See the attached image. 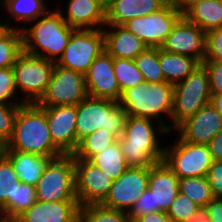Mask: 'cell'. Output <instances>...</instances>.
Segmentation results:
<instances>
[{"mask_svg":"<svg viewBox=\"0 0 222 222\" xmlns=\"http://www.w3.org/2000/svg\"><path fill=\"white\" fill-rule=\"evenodd\" d=\"M0 150H16L50 158L64 154L53 143L46 113L37 103L20 105L12 137Z\"/></svg>","mask_w":222,"mask_h":222,"instance_id":"6da1fadb","label":"cell"},{"mask_svg":"<svg viewBox=\"0 0 222 222\" xmlns=\"http://www.w3.org/2000/svg\"><path fill=\"white\" fill-rule=\"evenodd\" d=\"M74 30L65 22L61 12L48 10L29 30L23 29V51L57 62L58 56L60 58L63 55ZM37 47L43 54L35 49Z\"/></svg>","mask_w":222,"mask_h":222,"instance_id":"7a4b0ae2","label":"cell"},{"mask_svg":"<svg viewBox=\"0 0 222 222\" xmlns=\"http://www.w3.org/2000/svg\"><path fill=\"white\" fill-rule=\"evenodd\" d=\"M151 121L129 115L126 119L118 141L129 167H152L163 161L165 148L159 147Z\"/></svg>","mask_w":222,"mask_h":222,"instance_id":"3957f363","label":"cell"},{"mask_svg":"<svg viewBox=\"0 0 222 222\" xmlns=\"http://www.w3.org/2000/svg\"><path fill=\"white\" fill-rule=\"evenodd\" d=\"M173 91L169 82H143L124 90L118 103L132 117L158 120L165 113L171 118Z\"/></svg>","mask_w":222,"mask_h":222,"instance_id":"277c9868","label":"cell"},{"mask_svg":"<svg viewBox=\"0 0 222 222\" xmlns=\"http://www.w3.org/2000/svg\"><path fill=\"white\" fill-rule=\"evenodd\" d=\"M76 134L78 142L100 128L123 134L128 114L117 101L88 96L77 105Z\"/></svg>","mask_w":222,"mask_h":222,"instance_id":"5b68a950","label":"cell"},{"mask_svg":"<svg viewBox=\"0 0 222 222\" xmlns=\"http://www.w3.org/2000/svg\"><path fill=\"white\" fill-rule=\"evenodd\" d=\"M35 190L36 200L41 202L78 201L73 154L50 158Z\"/></svg>","mask_w":222,"mask_h":222,"instance_id":"8992f818","label":"cell"},{"mask_svg":"<svg viewBox=\"0 0 222 222\" xmlns=\"http://www.w3.org/2000/svg\"><path fill=\"white\" fill-rule=\"evenodd\" d=\"M211 96L209 74L205 66L199 64L184 80L174 84L171 113L174 128L210 103Z\"/></svg>","mask_w":222,"mask_h":222,"instance_id":"52a82bcc","label":"cell"},{"mask_svg":"<svg viewBox=\"0 0 222 222\" xmlns=\"http://www.w3.org/2000/svg\"><path fill=\"white\" fill-rule=\"evenodd\" d=\"M55 62L22 52L12 66L16 88L26 93L23 103H38L45 94ZM30 98V99H29Z\"/></svg>","mask_w":222,"mask_h":222,"instance_id":"ba28073f","label":"cell"},{"mask_svg":"<svg viewBox=\"0 0 222 222\" xmlns=\"http://www.w3.org/2000/svg\"><path fill=\"white\" fill-rule=\"evenodd\" d=\"M181 17L182 11L177 2L170 1L158 12L135 17L122 26L141 39L147 47L161 48Z\"/></svg>","mask_w":222,"mask_h":222,"instance_id":"9c48e42d","label":"cell"},{"mask_svg":"<svg viewBox=\"0 0 222 222\" xmlns=\"http://www.w3.org/2000/svg\"><path fill=\"white\" fill-rule=\"evenodd\" d=\"M104 50L102 28L95 30L75 29L72 32L63 55L55 63L63 68L71 69L85 75L94 59Z\"/></svg>","mask_w":222,"mask_h":222,"instance_id":"30bf717a","label":"cell"},{"mask_svg":"<svg viewBox=\"0 0 222 222\" xmlns=\"http://www.w3.org/2000/svg\"><path fill=\"white\" fill-rule=\"evenodd\" d=\"M85 75L55 63L47 90L40 107L77 106L88 97Z\"/></svg>","mask_w":222,"mask_h":222,"instance_id":"8fae6325","label":"cell"},{"mask_svg":"<svg viewBox=\"0 0 222 222\" xmlns=\"http://www.w3.org/2000/svg\"><path fill=\"white\" fill-rule=\"evenodd\" d=\"M163 162L181 179L207 176L213 159L208 145L189 143L179 138L172 149H164Z\"/></svg>","mask_w":222,"mask_h":222,"instance_id":"7c38bea8","label":"cell"},{"mask_svg":"<svg viewBox=\"0 0 222 222\" xmlns=\"http://www.w3.org/2000/svg\"><path fill=\"white\" fill-rule=\"evenodd\" d=\"M148 181L149 167H129L118 179L113 180L108 196L100 205L129 212L148 188Z\"/></svg>","mask_w":222,"mask_h":222,"instance_id":"4fadbf2b","label":"cell"},{"mask_svg":"<svg viewBox=\"0 0 222 222\" xmlns=\"http://www.w3.org/2000/svg\"><path fill=\"white\" fill-rule=\"evenodd\" d=\"M76 196L80 207L100 205L108 196L113 179L89 160L74 159Z\"/></svg>","mask_w":222,"mask_h":222,"instance_id":"5bb4252c","label":"cell"},{"mask_svg":"<svg viewBox=\"0 0 222 222\" xmlns=\"http://www.w3.org/2000/svg\"><path fill=\"white\" fill-rule=\"evenodd\" d=\"M205 43L206 33L182 16L173 26L161 49L169 53L189 56L202 64L206 55Z\"/></svg>","mask_w":222,"mask_h":222,"instance_id":"9a60e30c","label":"cell"},{"mask_svg":"<svg viewBox=\"0 0 222 222\" xmlns=\"http://www.w3.org/2000/svg\"><path fill=\"white\" fill-rule=\"evenodd\" d=\"M88 95L119 101L121 91L113 69V57L105 50L94 59L85 74Z\"/></svg>","mask_w":222,"mask_h":222,"instance_id":"2e32d148","label":"cell"},{"mask_svg":"<svg viewBox=\"0 0 222 222\" xmlns=\"http://www.w3.org/2000/svg\"><path fill=\"white\" fill-rule=\"evenodd\" d=\"M41 108L46 113L53 143L64 154H73L77 148V106H52Z\"/></svg>","mask_w":222,"mask_h":222,"instance_id":"e0dca14e","label":"cell"},{"mask_svg":"<svg viewBox=\"0 0 222 222\" xmlns=\"http://www.w3.org/2000/svg\"><path fill=\"white\" fill-rule=\"evenodd\" d=\"M176 130L183 141L207 145L222 130V116L208 103L194 116L182 122Z\"/></svg>","mask_w":222,"mask_h":222,"instance_id":"ac0fdd59","label":"cell"},{"mask_svg":"<svg viewBox=\"0 0 222 222\" xmlns=\"http://www.w3.org/2000/svg\"><path fill=\"white\" fill-rule=\"evenodd\" d=\"M148 188L152 191L154 212H167L179 193V178L162 161L149 167Z\"/></svg>","mask_w":222,"mask_h":222,"instance_id":"d6986e66","label":"cell"},{"mask_svg":"<svg viewBox=\"0 0 222 222\" xmlns=\"http://www.w3.org/2000/svg\"><path fill=\"white\" fill-rule=\"evenodd\" d=\"M78 201L36 202L13 222H79Z\"/></svg>","mask_w":222,"mask_h":222,"instance_id":"ffe728a7","label":"cell"},{"mask_svg":"<svg viewBox=\"0 0 222 222\" xmlns=\"http://www.w3.org/2000/svg\"><path fill=\"white\" fill-rule=\"evenodd\" d=\"M170 0H109L106 3V26L123 25L139 16H146L164 8Z\"/></svg>","mask_w":222,"mask_h":222,"instance_id":"44dd1931","label":"cell"},{"mask_svg":"<svg viewBox=\"0 0 222 222\" xmlns=\"http://www.w3.org/2000/svg\"><path fill=\"white\" fill-rule=\"evenodd\" d=\"M63 19L74 29L91 30L106 25V3L103 0H69ZM100 24V25H99ZM95 26L94 28H91ZM86 27V28H85Z\"/></svg>","mask_w":222,"mask_h":222,"instance_id":"7402d4cb","label":"cell"},{"mask_svg":"<svg viewBox=\"0 0 222 222\" xmlns=\"http://www.w3.org/2000/svg\"><path fill=\"white\" fill-rule=\"evenodd\" d=\"M114 31L103 30L105 51L113 58L134 60L147 46L122 25H108Z\"/></svg>","mask_w":222,"mask_h":222,"instance_id":"603a6c76","label":"cell"},{"mask_svg":"<svg viewBox=\"0 0 222 222\" xmlns=\"http://www.w3.org/2000/svg\"><path fill=\"white\" fill-rule=\"evenodd\" d=\"M12 163L20 182L36 185L50 157L16 150H0Z\"/></svg>","mask_w":222,"mask_h":222,"instance_id":"cb8c5ba5","label":"cell"},{"mask_svg":"<svg viewBox=\"0 0 222 222\" xmlns=\"http://www.w3.org/2000/svg\"><path fill=\"white\" fill-rule=\"evenodd\" d=\"M182 16L205 33L222 27V0H203L191 4Z\"/></svg>","mask_w":222,"mask_h":222,"instance_id":"d4e9b609","label":"cell"},{"mask_svg":"<svg viewBox=\"0 0 222 222\" xmlns=\"http://www.w3.org/2000/svg\"><path fill=\"white\" fill-rule=\"evenodd\" d=\"M199 64L200 63L194 58L169 53L159 48V65L163 71L165 82L174 85L176 82L184 80Z\"/></svg>","mask_w":222,"mask_h":222,"instance_id":"484cf974","label":"cell"},{"mask_svg":"<svg viewBox=\"0 0 222 222\" xmlns=\"http://www.w3.org/2000/svg\"><path fill=\"white\" fill-rule=\"evenodd\" d=\"M89 161L104 171L106 175H110L113 180L118 179L129 168L119 141L106 147Z\"/></svg>","mask_w":222,"mask_h":222,"instance_id":"4316f807","label":"cell"},{"mask_svg":"<svg viewBox=\"0 0 222 222\" xmlns=\"http://www.w3.org/2000/svg\"><path fill=\"white\" fill-rule=\"evenodd\" d=\"M117 141L118 137L115 134L100 128L78 142L77 148L73 152L74 159L90 160Z\"/></svg>","mask_w":222,"mask_h":222,"instance_id":"83f0119b","label":"cell"},{"mask_svg":"<svg viewBox=\"0 0 222 222\" xmlns=\"http://www.w3.org/2000/svg\"><path fill=\"white\" fill-rule=\"evenodd\" d=\"M12 181H20L10 160L0 151V209L5 222H11Z\"/></svg>","mask_w":222,"mask_h":222,"instance_id":"f1b7e54d","label":"cell"},{"mask_svg":"<svg viewBox=\"0 0 222 222\" xmlns=\"http://www.w3.org/2000/svg\"><path fill=\"white\" fill-rule=\"evenodd\" d=\"M179 192L185 194L199 207H205L214 199L207 176L179 179Z\"/></svg>","mask_w":222,"mask_h":222,"instance_id":"f546056e","label":"cell"},{"mask_svg":"<svg viewBox=\"0 0 222 222\" xmlns=\"http://www.w3.org/2000/svg\"><path fill=\"white\" fill-rule=\"evenodd\" d=\"M22 52V30L12 27L0 37V69L12 67Z\"/></svg>","mask_w":222,"mask_h":222,"instance_id":"4dcf8cb0","label":"cell"},{"mask_svg":"<svg viewBox=\"0 0 222 222\" xmlns=\"http://www.w3.org/2000/svg\"><path fill=\"white\" fill-rule=\"evenodd\" d=\"M134 62L137 69L143 74L145 82H165L163 71L159 65V48L147 47L134 59Z\"/></svg>","mask_w":222,"mask_h":222,"instance_id":"1f68e13d","label":"cell"},{"mask_svg":"<svg viewBox=\"0 0 222 222\" xmlns=\"http://www.w3.org/2000/svg\"><path fill=\"white\" fill-rule=\"evenodd\" d=\"M11 222L36 202L35 186L20 181H12Z\"/></svg>","mask_w":222,"mask_h":222,"instance_id":"d6a6232c","label":"cell"},{"mask_svg":"<svg viewBox=\"0 0 222 222\" xmlns=\"http://www.w3.org/2000/svg\"><path fill=\"white\" fill-rule=\"evenodd\" d=\"M2 4L17 20L32 22L47 12L43 0H4Z\"/></svg>","mask_w":222,"mask_h":222,"instance_id":"836d02e7","label":"cell"},{"mask_svg":"<svg viewBox=\"0 0 222 222\" xmlns=\"http://www.w3.org/2000/svg\"><path fill=\"white\" fill-rule=\"evenodd\" d=\"M79 222H131L128 212L112 210L101 205L80 207Z\"/></svg>","mask_w":222,"mask_h":222,"instance_id":"e575fe53","label":"cell"},{"mask_svg":"<svg viewBox=\"0 0 222 222\" xmlns=\"http://www.w3.org/2000/svg\"><path fill=\"white\" fill-rule=\"evenodd\" d=\"M113 69L121 93L145 82L143 74L137 69L134 60L113 58Z\"/></svg>","mask_w":222,"mask_h":222,"instance_id":"d590c367","label":"cell"},{"mask_svg":"<svg viewBox=\"0 0 222 222\" xmlns=\"http://www.w3.org/2000/svg\"><path fill=\"white\" fill-rule=\"evenodd\" d=\"M198 208L199 206L195 202L179 192L167 211V215L171 222H190Z\"/></svg>","mask_w":222,"mask_h":222,"instance_id":"8d00e7d4","label":"cell"},{"mask_svg":"<svg viewBox=\"0 0 222 222\" xmlns=\"http://www.w3.org/2000/svg\"><path fill=\"white\" fill-rule=\"evenodd\" d=\"M0 103V148L5 146L13 134L14 121L20 105Z\"/></svg>","mask_w":222,"mask_h":222,"instance_id":"74e56055","label":"cell"},{"mask_svg":"<svg viewBox=\"0 0 222 222\" xmlns=\"http://www.w3.org/2000/svg\"><path fill=\"white\" fill-rule=\"evenodd\" d=\"M206 55L204 61L222 62V27L206 33Z\"/></svg>","mask_w":222,"mask_h":222,"instance_id":"f35d334b","label":"cell"},{"mask_svg":"<svg viewBox=\"0 0 222 222\" xmlns=\"http://www.w3.org/2000/svg\"><path fill=\"white\" fill-rule=\"evenodd\" d=\"M16 84L14 78V72L12 67L1 68L0 69V103L3 104H20L7 102L8 99H11L15 96L16 93Z\"/></svg>","mask_w":222,"mask_h":222,"instance_id":"ab89813d","label":"cell"},{"mask_svg":"<svg viewBox=\"0 0 222 222\" xmlns=\"http://www.w3.org/2000/svg\"><path fill=\"white\" fill-rule=\"evenodd\" d=\"M214 198L222 199V160H214L207 173Z\"/></svg>","mask_w":222,"mask_h":222,"instance_id":"60d3db41","label":"cell"},{"mask_svg":"<svg viewBox=\"0 0 222 222\" xmlns=\"http://www.w3.org/2000/svg\"><path fill=\"white\" fill-rule=\"evenodd\" d=\"M209 74L211 93H222V62L203 61Z\"/></svg>","mask_w":222,"mask_h":222,"instance_id":"b9f144b4","label":"cell"},{"mask_svg":"<svg viewBox=\"0 0 222 222\" xmlns=\"http://www.w3.org/2000/svg\"><path fill=\"white\" fill-rule=\"evenodd\" d=\"M151 212H154L152 191L147 188L128 212V215L130 218H136Z\"/></svg>","mask_w":222,"mask_h":222,"instance_id":"7bdbcfd3","label":"cell"},{"mask_svg":"<svg viewBox=\"0 0 222 222\" xmlns=\"http://www.w3.org/2000/svg\"><path fill=\"white\" fill-rule=\"evenodd\" d=\"M210 222H222V199H212L206 206Z\"/></svg>","mask_w":222,"mask_h":222,"instance_id":"ee69618b","label":"cell"},{"mask_svg":"<svg viewBox=\"0 0 222 222\" xmlns=\"http://www.w3.org/2000/svg\"><path fill=\"white\" fill-rule=\"evenodd\" d=\"M131 222H171L167 212L156 211L147 213L136 218H131Z\"/></svg>","mask_w":222,"mask_h":222,"instance_id":"f6af8a7d","label":"cell"},{"mask_svg":"<svg viewBox=\"0 0 222 222\" xmlns=\"http://www.w3.org/2000/svg\"><path fill=\"white\" fill-rule=\"evenodd\" d=\"M207 145L213 161L222 160V130Z\"/></svg>","mask_w":222,"mask_h":222,"instance_id":"bcb514c9","label":"cell"},{"mask_svg":"<svg viewBox=\"0 0 222 222\" xmlns=\"http://www.w3.org/2000/svg\"><path fill=\"white\" fill-rule=\"evenodd\" d=\"M190 222H210L208 218V211L206 207H199L194 215V218Z\"/></svg>","mask_w":222,"mask_h":222,"instance_id":"7dc6e473","label":"cell"},{"mask_svg":"<svg viewBox=\"0 0 222 222\" xmlns=\"http://www.w3.org/2000/svg\"><path fill=\"white\" fill-rule=\"evenodd\" d=\"M210 103L222 116V93H212Z\"/></svg>","mask_w":222,"mask_h":222,"instance_id":"c3c4849f","label":"cell"},{"mask_svg":"<svg viewBox=\"0 0 222 222\" xmlns=\"http://www.w3.org/2000/svg\"><path fill=\"white\" fill-rule=\"evenodd\" d=\"M203 0H178L177 4L182 13L193 3H197Z\"/></svg>","mask_w":222,"mask_h":222,"instance_id":"681fc988","label":"cell"},{"mask_svg":"<svg viewBox=\"0 0 222 222\" xmlns=\"http://www.w3.org/2000/svg\"><path fill=\"white\" fill-rule=\"evenodd\" d=\"M11 27H10V24L8 23V24H0V37L2 36V35H4L9 29H10Z\"/></svg>","mask_w":222,"mask_h":222,"instance_id":"f907efd6","label":"cell"},{"mask_svg":"<svg viewBox=\"0 0 222 222\" xmlns=\"http://www.w3.org/2000/svg\"><path fill=\"white\" fill-rule=\"evenodd\" d=\"M0 216H2V217H0V222H5V220H4V218H3V215H2V212H1V209H0Z\"/></svg>","mask_w":222,"mask_h":222,"instance_id":"816d5d0a","label":"cell"}]
</instances>
